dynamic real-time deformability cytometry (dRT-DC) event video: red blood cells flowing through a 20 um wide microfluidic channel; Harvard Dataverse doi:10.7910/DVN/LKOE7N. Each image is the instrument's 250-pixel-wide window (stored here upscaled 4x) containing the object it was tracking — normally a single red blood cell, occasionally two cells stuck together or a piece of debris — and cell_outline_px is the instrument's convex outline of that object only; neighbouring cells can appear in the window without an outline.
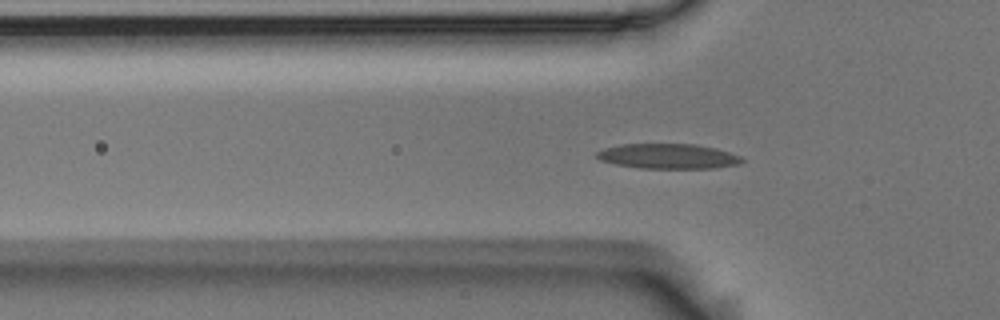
{"species": "Egyptian fruit bat (a non-hibernating species)", "species_latin": "Rousettus aegyptiacus", "temperature_condition": "room temperature", "stored_images_in_passage": 54, "camera_frame_rate_fps": 3000, "um_per_image_px": 0.085, "animal": {"sex": "male"}, "frame": {"image": 1, "passage_image": 16, "time_ms": 5.0, "image_size_px": [1000, 320], "cell_outline_px": [[744, 160], [740, 164], [712, 168], [640, 168], [616, 164], [600, 160], [596, 156], [596, 152], [604, 148], [624, 144], [696, 144], [716, 148], [740, 156]], "centroid_in_image_um": [56.79, 13.28], "position_along_channel_um": 69.0, "area_um2": 21.04}}
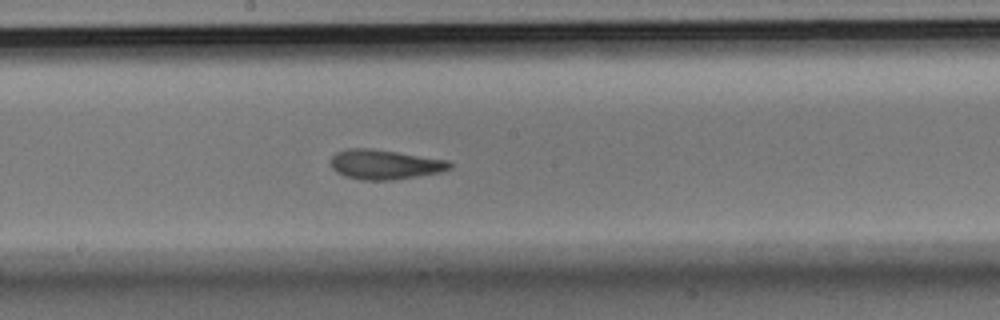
{"frame": {"image": 2, "passage_image": 28, "time_ms": 9.0, "image_size_px": [1000, 320], "cell_outline_px": [[452, 168], [440, 172], [392, 180], [360, 180], [344, 176], [336, 172], [332, 168], [332, 156], [336, 152], [348, 148], [372, 148], [448, 160], [452, 164]], "centroid_in_image_um": [32.69, 13.98], "position_along_channel_um": 215.5, "area_um2": 20.58}}
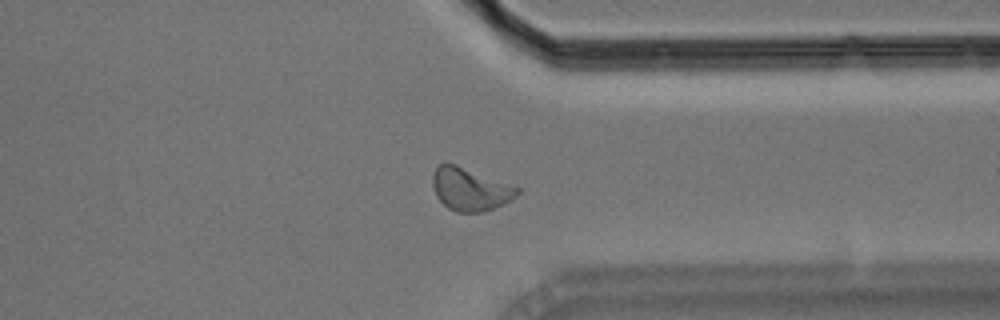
{"frame": {"image": 3, "passage_image": 41, "time_ms": 13.333, "image_size_px": [1000, 320], "cell_outline_px": [[520, 192], [512, 200], [492, 208], [480, 212], [456, 212], [448, 208], [436, 196], [432, 184], [432, 176], [436, 168], [444, 160], [456, 164], [520, 188]], "centroid_in_image_um": [39.93, 16.06], "position_along_channel_um": 371.5, "area_um2": 21.04}, "authors_computed_cell_mechanics": {"area_um2": 20.3167, "velocity_mm_per_s": 3.6393, "shape_relaxation_time_tau1_ms": 8.3905, "shape_relaxation_time_tau2_ms": 2.1636, "deformation_change_tau1": 0.2252, "deformation_change_tau2": 0.0875}}